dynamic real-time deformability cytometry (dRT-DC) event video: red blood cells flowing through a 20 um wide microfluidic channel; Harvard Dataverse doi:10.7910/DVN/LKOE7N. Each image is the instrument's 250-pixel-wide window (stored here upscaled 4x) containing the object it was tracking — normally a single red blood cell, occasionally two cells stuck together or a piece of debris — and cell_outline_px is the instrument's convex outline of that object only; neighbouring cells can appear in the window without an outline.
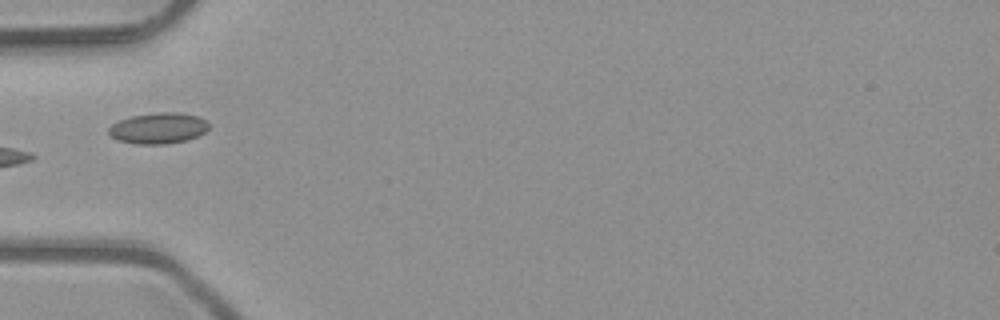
{"species": "common noctule bat (a hibernating species)", "species_latin": "Nyctalus noctula", "temperature_condition": "room temperature", "stored_images_in_passage": 6, "camera_frame_rate_fps": 3000, "um_per_image_px": 0.085, "animal": {"sex": "male", "body_mass_g": 23.1, "forearm_length_mm": 52.7}, "frame": {"image": 1, "passage_image": 6, "time_ms": 1.667, "image_size_px": [1000, 320], "cell_outline_px": [[208, 128], [204, 132], [196, 136], [184, 140], [164, 144], [136, 144], [120, 140], [112, 136], [108, 132], [108, 128], [112, 124], [120, 120], [132, 116], [156, 112], [180, 112], [200, 116], [208, 124]], "centroid_in_image_um": [13.45, 10.88], "position_along_channel_um": 71.5, "area_um2": 17.86}}